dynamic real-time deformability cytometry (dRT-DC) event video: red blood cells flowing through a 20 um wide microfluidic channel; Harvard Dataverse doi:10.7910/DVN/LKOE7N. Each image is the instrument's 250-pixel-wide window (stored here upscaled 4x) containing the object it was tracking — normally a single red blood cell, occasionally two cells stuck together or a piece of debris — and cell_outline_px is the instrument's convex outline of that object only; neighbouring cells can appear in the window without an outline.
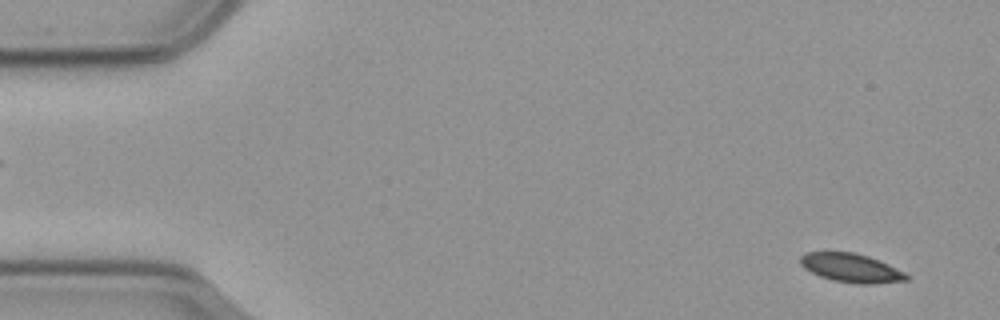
{"species": "common noctule bat (a hibernating species)", "species_latin": "Nyctalus noctula", "temperature_condition": "cold", "stored_images_in_passage": 57, "camera_frame_rate_fps": 3000, "um_per_image_px": 0.085, "animal": {"sex": "male", "body_mass_g": 23.1, "forearm_length_mm": 52.7}, "frame": {"image": 1, "passage_image": 3, "time_ms": 0.667, "image_size_px": [1000, 320], "cell_outline_px": [[908, 280], [872, 284], [856, 284], [832, 280], [820, 276], [804, 268], [800, 264], [800, 256], [804, 252], [852, 252], [868, 256], [880, 260], [904, 272], [908, 276]], "centroid_in_image_um": [72.33, 22.77], "position_along_channel_um": 12.7, "area_um2": 17.8}}
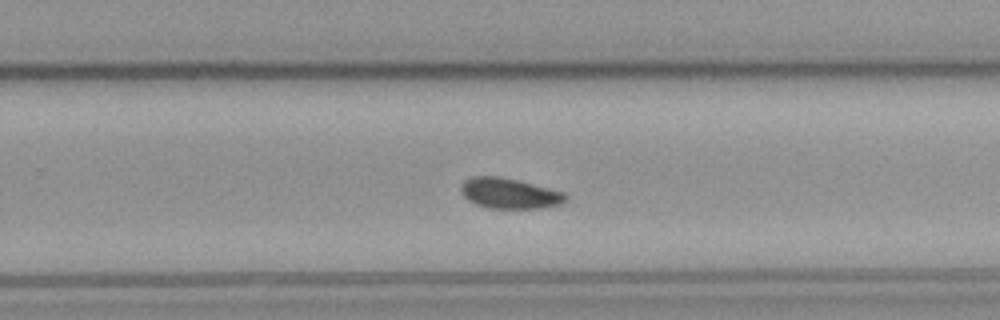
{"frame": {"image": 2, "passage_image": 36, "time_ms": 11.667, "image_size_px": [1000, 320], "cell_outline_px": [[568, 200], [560, 204], [540, 208], [488, 208], [476, 204], [468, 200], [460, 192], [460, 188], [464, 180], [472, 176], [500, 176], [564, 192], [568, 196]], "centroid_in_image_um": [43.28, 16.43], "position_along_channel_um": 286.5, "area_um2": 18.55}}
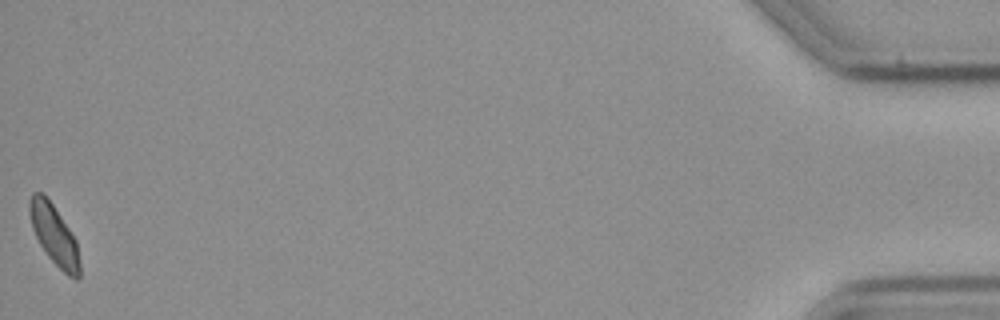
{"frame": {"image": 3, "passage_image": 57, "time_ms": 18.667, "image_size_px": [1000, 320], "cell_outline_px": [[80, 276], [76, 280], [68, 276], [48, 256], [40, 244], [32, 228], [28, 212], [28, 204], [32, 192], [40, 192], [52, 204], [76, 240], [80, 264]], "centroid_in_image_um": [4.59, 19.98], "position_along_channel_um": 430.6, "area_um2": 17.22}}